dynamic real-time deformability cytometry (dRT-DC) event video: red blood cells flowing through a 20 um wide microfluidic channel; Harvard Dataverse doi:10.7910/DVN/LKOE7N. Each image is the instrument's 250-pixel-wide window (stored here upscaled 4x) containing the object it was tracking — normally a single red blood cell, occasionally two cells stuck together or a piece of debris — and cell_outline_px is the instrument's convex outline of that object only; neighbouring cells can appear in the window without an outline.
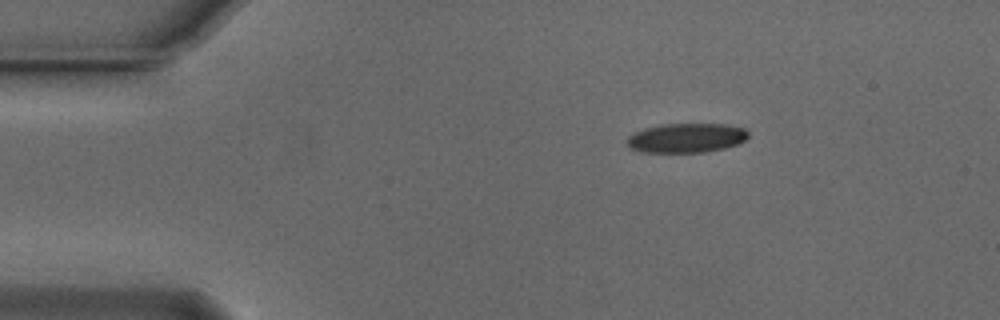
{"species": "Egyptian fruit bat (a non-hibernating species)", "species_latin": "Rousettus aegyptiacus", "temperature_condition": "cold", "stored_images_in_passage": 48, "segment_of_instrument_passage": [1, 2], "camera_frame_rate_fps": 3000, "um_per_image_px": 0.085, "animal": {"sex": "male"}, "frame": {"image": 1, "passage_image": 1, "time_ms": 0.0, "image_size_px": [1000, 320], "cell_outline_px": [[748, 136], [744, 140], [736, 144], [724, 148], [704, 152], [636, 152], [628, 148], [628, 136], [644, 128], [660, 124], [724, 124], [744, 128], [748, 132]], "centroid_in_image_um": [58.3, 11.72], "position_along_channel_um": 26.7, "area_um2": 20.75}}
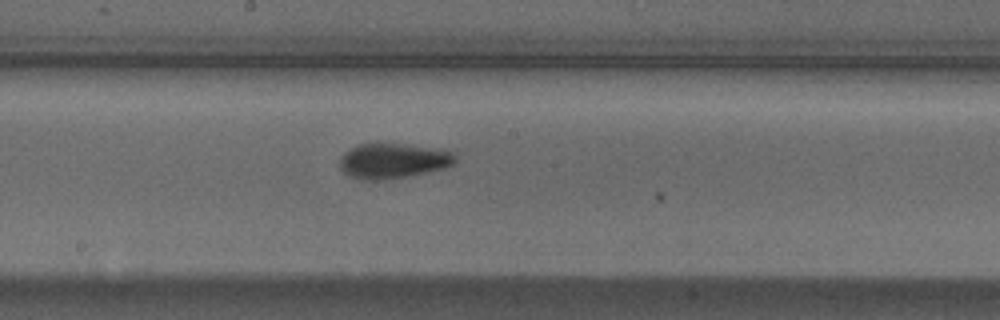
{"frame": {"image": 2, "passage_image": 21, "time_ms": 6.667, "image_size_px": [1000, 320], "cell_outline_px": [[456, 160], [452, 164], [444, 168], [404, 176], [376, 180], [368, 180], [352, 176], [344, 172], [340, 168], [340, 156], [344, 152], [360, 144], [376, 140], [440, 148], [452, 152], [456, 156]], "centroid_in_image_um": [33.4, 13.6], "position_along_channel_um": 214.8, "area_um2": 23.93}}
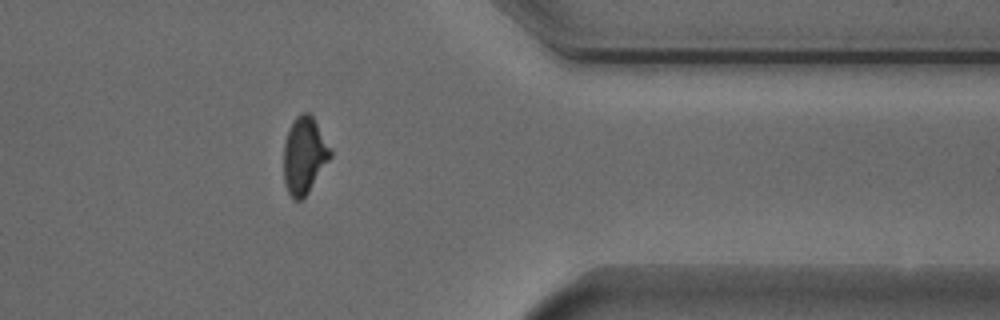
{"frame": {"image": 3, "passage_image": 36, "time_ms": 11.667, "image_size_px": [1000, 320], "cell_outline_px": [[332, 156], [308, 192], [300, 200], [292, 200], [288, 192], [284, 180], [284, 144], [288, 132], [296, 116], [300, 112], [308, 112], [312, 116], [332, 148]], "centroid_in_image_um": [25.88, 13.2], "position_along_channel_um": 385.5, "area_um2": 20.81}}